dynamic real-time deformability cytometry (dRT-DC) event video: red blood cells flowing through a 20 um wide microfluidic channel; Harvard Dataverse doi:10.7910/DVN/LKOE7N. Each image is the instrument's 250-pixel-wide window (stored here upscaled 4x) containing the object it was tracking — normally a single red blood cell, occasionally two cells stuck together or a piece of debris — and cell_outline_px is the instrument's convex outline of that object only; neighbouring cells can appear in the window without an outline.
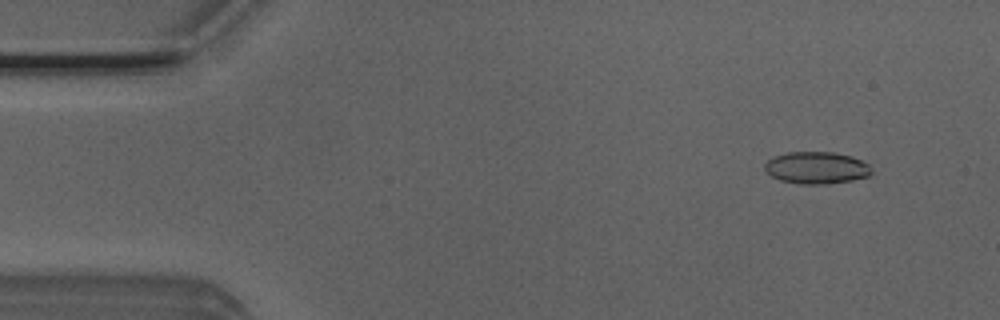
{"species": "Egyptian fruit bat (a non-hibernating species)", "species_latin": "Rousettus aegyptiacus", "temperature_condition": "room temperature", "stored_images_in_passage": 52, "camera_frame_rate_fps": 3000, "um_per_image_px": 0.085, "animal": {"sex": "male"}, "frame": {"image": 1, "passage_image": 5, "time_ms": 1.333, "image_size_px": [1000, 320], "cell_outline_px": [[872, 172], [868, 176], [852, 180], [828, 184], [800, 184], [780, 180], [772, 176], [764, 168], [764, 164], [772, 156], [788, 152], [832, 152], [852, 156], [868, 164]], "centroid_in_image_um": [69.38, 14.26], "position_along_channel_um": 15.6, "area_um2": 19.94}}
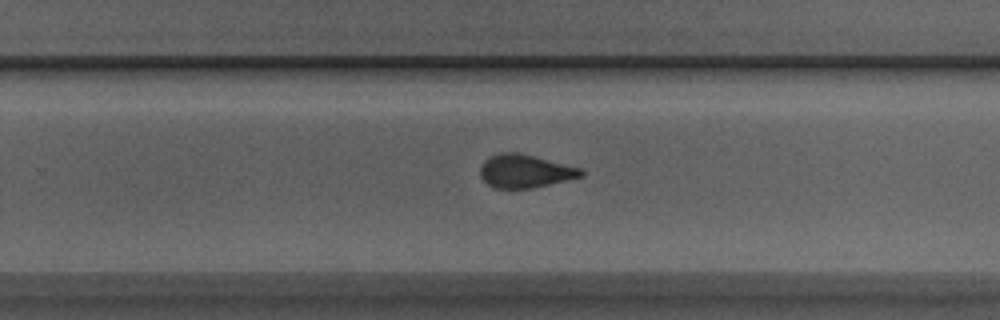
{"frame": {"image": 2, "passage_image": 33, "time_ms": 10.667, "image_size_px": [1000, 320], "cell_outline_px": [[584, 176], [532, 188], [496, 188], [488, 184], [480, 176], [480, 164], [484, 160], [500, 152], [516, 152], [580, 168], [584, 172]], "centroid_in_image_um": [44.6, 14.55], "position_along_channel_um": 285.2, "area_um2": 19.25}}
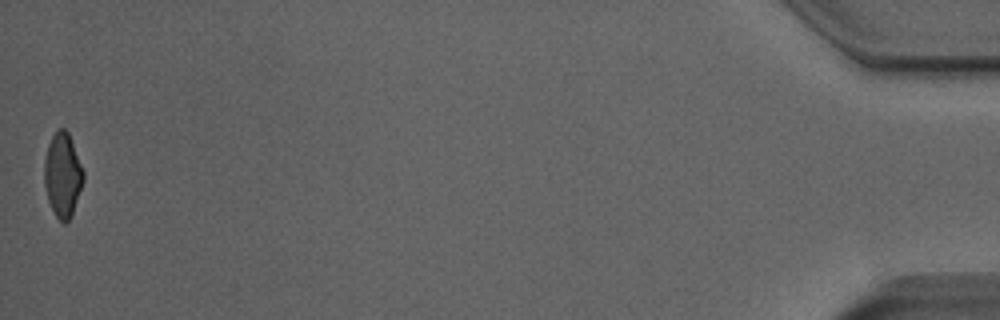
{"frame": {"image": 3, "passage_image": 52, "time_ms": 17.0, "image_size_px": [1000, 320], "cell_outline_px": [[84, 180], [72, 212], [68, 220], [64, 224], [56, 216], [48, 200], [44, 184], [44, 160], [48, 144], [56, 128], [64, 128], [68, 132], [84, 172]], "centroid_in_image_um": [5.31, 14.83], "position_along_channel_um": 429.9, "area_um2": 18.96}, "authors_computed_cell_mechanics": {"area_um2": 19.8543, "velocity_mm_per_s": 3.9278, "shape_relaxation_time_tau1_ms": 5.1987, "shape_relaxation_time_tau2_ms": 1.2958, "deformation_change_tau1": 0.1486, "deformation_change_tau2": 0.0745}}